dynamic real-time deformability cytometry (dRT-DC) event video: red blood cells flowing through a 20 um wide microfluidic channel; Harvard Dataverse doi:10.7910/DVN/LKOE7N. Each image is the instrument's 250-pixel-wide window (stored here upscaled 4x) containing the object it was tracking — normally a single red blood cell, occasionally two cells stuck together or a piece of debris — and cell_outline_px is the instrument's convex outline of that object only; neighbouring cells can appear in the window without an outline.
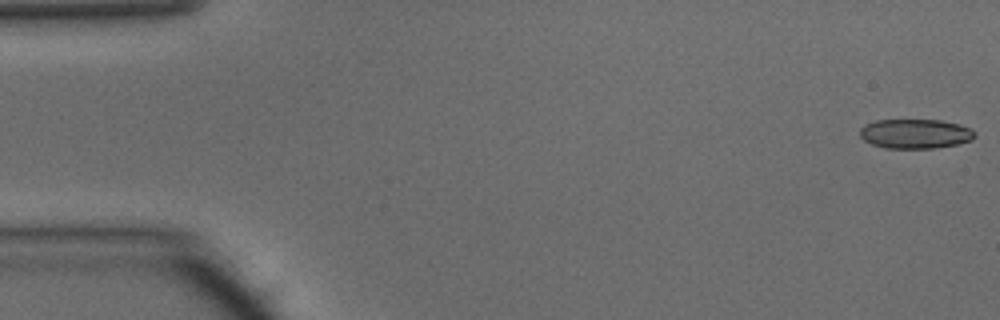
{"species": "common noctule bat (a hibernating species)", "species_latin": "Nyctalus noctula", "temperature_condition": "warm", "stored_images_in_passage": 48, "camera_frame_rate_fps": 3000, "um_per_image_px": 0.085, "animal": {"sex": "male", "body_mass_g": 15.6}, "frame": {"image": 1, "passage_image": 1, "time_ms": 0.0, "image_size_px": [1000, 320], "cell_outline_px": [[976, 136], [972, 140], [956, 144], [932, 148], [884, 148], [872, 144], [864, 140], [860, 136], [860, 128], [864, 124], [876, 120], [940, 120], [960, 124], [972, 128], [976, 132]], "centroid_in_image_um": [77.81, 11.36], "position_along_channel_um": 7.2, "area_um2": 19.88}}
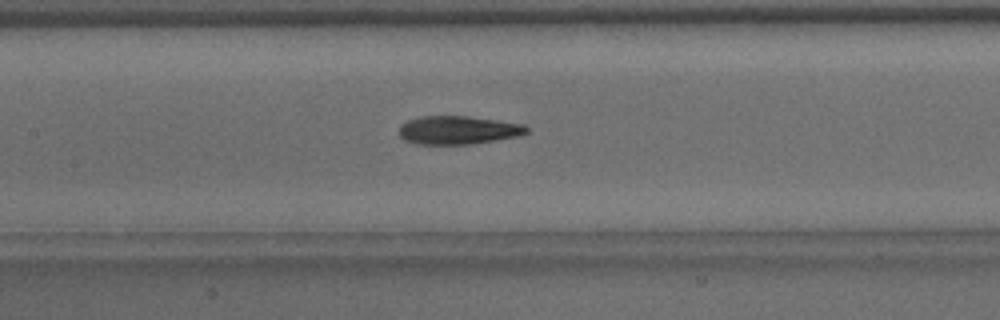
{"frame": {"image": 2, "passage_image": 22, "time_ms": 7.0, "image_size_px": [1000, 320], "cell_outline_px": [[528, 132], [520, 136], [472, 144], [416, 144], [404, 140], [396, 132], [400, 124], [408, 120], [420, 116], [468, 116], [524, 124], [528, 128]], "centroid_in_image_um": [38.9, 11.06], "position_along_channel_um": 168.5, "area_um2": 21.33}}
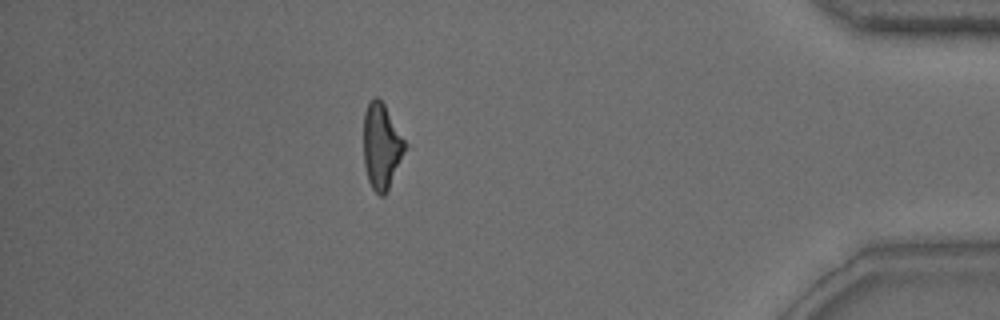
{"frame": {"image": 3, "passage_image": 42, "time_ms": 13.667, "image_size_px": [1000, 320], "cell_outline_px": [[408, 144], [388, 188], [384, 196], [380, 196], [372, 188], [368, 180], [364, 164], [364, 112], [372, 96], [376, 96], [384, 104]], "centroid_in_image_um": [32.43, 12.4], "position_along_channel_um": 402.8, "area_um2": 20.52}, "authors_computed_cell_mechanics": {"area_um2": 21.1548, "velocity_mm_per_s": 4.2, "shape_relaxation_time_tau1_ms": 8.8442, "shape_relaxation_time_tau2_ms": 2.1583, "deformation_change_tau1": 0.2385, "deformation_change_tau2": 0.113}}